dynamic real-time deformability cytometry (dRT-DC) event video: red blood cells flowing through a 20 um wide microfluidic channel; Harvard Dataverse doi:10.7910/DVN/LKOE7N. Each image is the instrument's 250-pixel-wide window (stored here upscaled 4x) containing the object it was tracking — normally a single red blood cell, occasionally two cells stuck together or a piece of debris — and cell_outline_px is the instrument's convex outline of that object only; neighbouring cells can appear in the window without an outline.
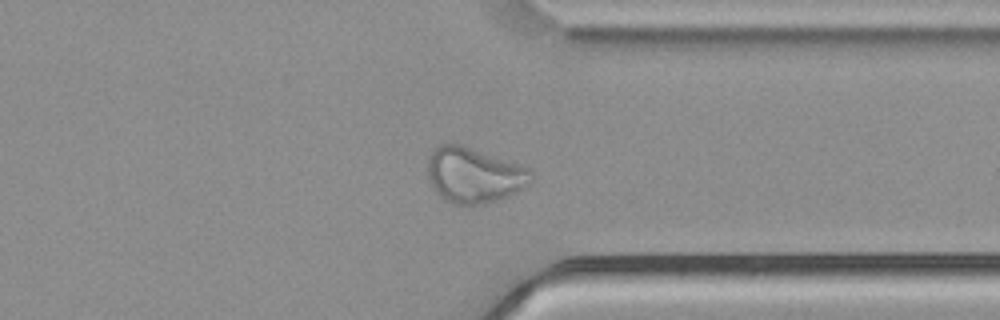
{"species": "common noctule bat (a hibernating species)", "species_latin": "Nyctalus noctula", "temperature_condition": "cold", "stored_images_in_passage": 45, "camera_frame_rate_fps": 3000, "um_per_image_px": 0.085, "animal": {"sex": "male", "body_mass_g": 21.5, "forearm_length_mm": 52.0}, "frame": {"image": 1, "passage_image": 32, "time_ms": 10.333, "image_size_px": [1000, 320], "cell_outline_px": [[532, 184], [508, 196], [488, 204], [472, 208], [452, 204], [444, 200], [432, 188], [428, 180], [428, 156], [440, 144], [460, 144], [516, 164], [532, 172]], "centroid_in_image_um": [40.25, 14.96], "position_along_channel_um": 371.1, "area_um2": 33.7}}